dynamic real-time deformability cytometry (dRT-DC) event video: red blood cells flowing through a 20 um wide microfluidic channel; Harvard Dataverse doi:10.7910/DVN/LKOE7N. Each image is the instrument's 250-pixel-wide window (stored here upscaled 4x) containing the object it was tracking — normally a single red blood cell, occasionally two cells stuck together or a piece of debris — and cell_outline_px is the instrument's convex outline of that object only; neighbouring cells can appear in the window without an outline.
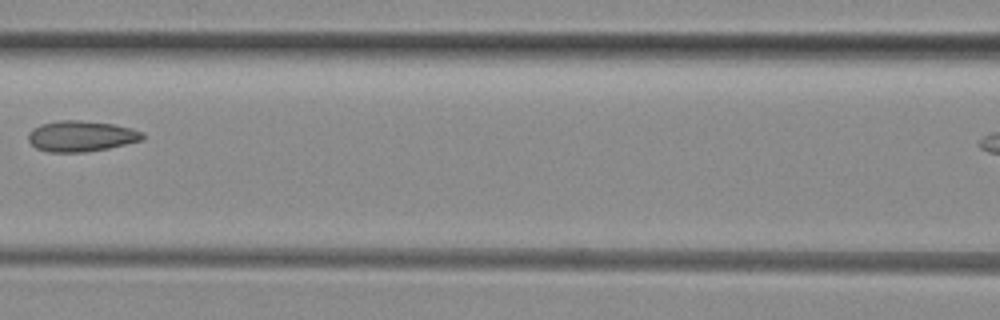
{"species": "common noctule bat (a hibernating species)", "species_latin": "Nyctalus noctula", "temperature_condition": "room temperature", "stored_images_in_passage": 4, "segment_of_instrument_passage": [1, 2], "camera_frame_rate_fps": 3000, "um_per_image_px": 0.085, "animal": {"sex": "female", "body_mass_g": 29.2, "forearm_length_mm": 56.3}, "frame": {"image": 1, "passage_image": 3, "time_ms": 2.333, "image_size_px": [1000, 320], "cell_outline_px": [[144, 140], [108, 148], [84, 152], [48, 152], [36, 148], [28, 140], [28, 132], [32, 128], [40, 124], [60, 120], [80, 120], [112, 124], [132, 128], [144, 132]], "centroid_in_image_um": [6.9, 11.57], "position_along_channel_um": 159.7, "area_um2": 20.63}}